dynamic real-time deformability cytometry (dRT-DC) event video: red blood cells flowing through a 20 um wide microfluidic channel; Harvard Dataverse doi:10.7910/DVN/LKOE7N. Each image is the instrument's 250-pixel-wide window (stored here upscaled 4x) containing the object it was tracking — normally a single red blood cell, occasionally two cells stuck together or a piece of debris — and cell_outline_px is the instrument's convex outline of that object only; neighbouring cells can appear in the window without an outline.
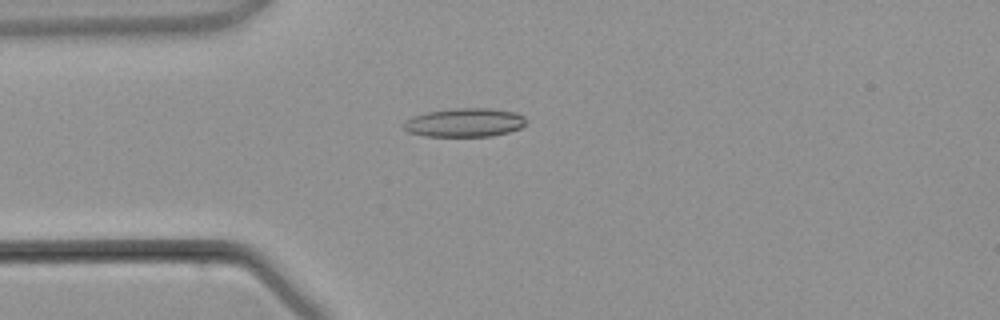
{"species": "common noctule bat (a hibernating species)", "species_latin": "Nyctalus noctula", "temperature_condition": "warm", "stored_images_in_passage": 3, "camera_frame_rate_fps": 3000, "um_per_image_px": 0.085, "animal": {"sex": "male", "body_mass_g": 21.5, "forearm_length_mm": 52.0}, "frame": {"image": 1, "passage_image": 3, "time_ms": 2.333, "image_size_px": [1000, 320], "cell_outline_px": [[524, 124], [520, 128], [508, 132], [492, 136], [424, 136], [408, 132], [404, 128], [404, 124], [408, 120], [416, 116], [428, 112], [456, 108], [488, 108], [516, 112], [524, 116]], "centroid_in_image_um": [39.52, 10.42], "position_along_channel_um": 45.5, "area_um2": 20.17}}